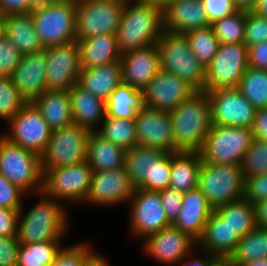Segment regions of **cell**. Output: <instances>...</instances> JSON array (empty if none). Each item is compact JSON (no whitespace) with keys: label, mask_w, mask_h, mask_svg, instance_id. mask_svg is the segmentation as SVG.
<instances>
[{"label":"cell","mask_w":267,"mask_h":266,"mask_svg":"<svg viewBox=\"0 0 267 266\" xmlns=\"http://www.w3.org/2000/svg\"><path fill=\"white\" fill-rule=\"evenodd\" d=\"M37 201L26 212L19 209L17 239L20 244L63 241L70 232V210L43 191L32 194ZM69 214V215H68Z\"/></svg>","instance_id":"obj_1"},{"label":"cell","mask_w":267,"mask_h":266,"mask_svg":"<svg viewBox=\"0 0 267 266\" xmlns=\"http://www.w3.org/2000/svg\"><path fill=\"white\" fill-rule=\"evenodd\" d=\"M163 32V9L142 0L126 1L115 34L121 54L156 44Z\"/></svg>","instance_id":"obj_2"},{"label":"cell","mask_w":267,"mask_h":266,"mask_svg":"<svg viewBox=\"0 0 267 266\" xmlns=\"http://www.w3.org/2000/svg\"><path fill=\"white\" fill-rule=\"evenodd\" d=\"M169 113L174 137L173 152H200L212 125L207 93L194 92Z\"/></svg>","instance_id":"obj_3"},{"label":"cell","mask_w":267,"mask_h":266,"mask_svg":"<svg viewBox=\"0 0 267 266\" xmlns=\"http://www.w3.org/2000/svg\"><path fill=\"white\" fill-rule=\"evenodd\" d=\"M156 46L161 70L177 75L196 91L204 90L206 67L195 57L184 34L164 31Z\"/></svg>","instance_id":"obj_4"},{"label":"cell","mask_w":267,"mask_h":266,"mask_svg":"<svg viewBox=\"0 0 267 266\" xmlns=\"http://www.w3.org/2000/svg\"><path fill=\"white\" fill-rule=\"evenodd\" d=\"M76 0L42 3L31 12L44 48L76 41Z\"/></svg>","instance_id":"obj_5"},{"label":"cell","mask_w":267,"mask_h":266,"mask_svg":"<svg viewBox=\"0 0 267 266\" xmlns=\"http://www.w3.org/2000/svg\"><path fill=\"white\" fill-rule=\"evenodd\" d=\"M0 174L26 194L42 191L41 156L24 149L0 134Z\"/></svg>","instance_id":"obj_6"},{"label":"cell","mask_w":267,"mask_h":266,"mask_svg":"<svg viewBox=\"0 0 267 266\" xmlns=\"http://www.w3.org/2000/svg\"><path fill=\"white\" fill-rule=\"evenodd\" d=\"M197 187L214 210L242 199L244 177L240 165L202 162Z\"/></svg>","instance_id":"obj_7"},{"label":"cell","mask_w":267,"mask_h":266,"mask_svg":"<svg viewBox=\"0 0 267 266\" xmlns=\"http://www.w3.org/2000/svg\"><path fill=\"white\" fill-rule=\"evenodd\" d=\"M253 140L251 128L211 125L200 150L202 162L240 165Z\"/></svg>","instance_id":"obj_8"},{"label":"cell","mask_w":267,"mask_h":266,"mask_svg":"<svg viewBox=\"0 0 267 266\" xmlns=\"http://www.w3.org/2000/svg\"><path fill=\"white\" fill-rule=\"evenodd\" d=\"M93 170L87 161L79 164L43 170L42 191L68 204H83L90 189Z\"/></svg>","instance_id":"obj_9"},{"label":"cell","mask_w":267,"mask_h":266,"mask_svg":"<svg viewBox=\"0 0 267 266\" xmlns=\"http://www.w3.org/2000/svg\"><path fill=\"white\" fill-rule=\"evenodd\" d=\"M76 41L116 34L127 0H76Z\"/></svg>","instance_id":"obj_10"},{"label":"cell","mask_w":267,"mask_h":266,"mask_svg":"<svg viewBox=\"0 0 267 266\" xmlns=\"http://www.w3.org/2000/svg\"><path fill=\"white\" fill-rule=\"evenodd\" d=\"M89 134L87 128L74 123L52 130L46 150L41 155L42 171L86 161Z\"/></svg>","instance_id":"obj_11"},{"label":"cell","mask_w":267,"mask_h":266,"mask_svg":"<svg viewBox=\"0 0 267 266\" xmlns=\"http://www.w3.org/2000/svg\"><path fill=\"white\" fill-rule=\"evenodd\" d=\"M248 68V47L244 43L220 44L206 67L204 90L237 88Z\"/></svg>","instance_id":"obj_12"},{"label":"cell","mask_w":267,"mask_h":266,"mask_svg":"<svg viewBox=\"0 0 267 266\" xmlns=\"http://www.w3.org/2000/svg\"><path fill=\"white\" fill-rule=\"evenodd\" d=\"M5 127L7 129L0 132L4 138L40 156L46 150L52 133V129L32 102H27Z\"/></svg>","instance_id":"obj_13"},{"label":"cell","mask_w":267,"mask_h":266,"mask_svg":"<svg viewBox=\"0 0 267 266\" xmlns=\"http://www.w3.org/2000/svg\"><path fill=\"white\" fill-rule=\"evenodd\" d=\"M128 206L130 238L142 240L145 236L172 225L162 206L159 191L135 188Z\"/></svg>","instance_id":"obj_14"},{"label":"cell","mask_w":267,"mask_h":266,"mask_svg":"<svg viewBox=\"0 0 267 266\" xmlns=\"http://www.w3.org/2000/svg\"><path fill=\"white\" fill-rule=\"evenodd\" d=\"M206 93L212 125L252 128L257 110L237 88H218Z\"/></svg>","instance_id":"obj_15"},{"label":"cell","mask_w":267,"mask_h":266,"mask_svg":"<svg viewBox=\"0 0 267 266\" xmlns=\"http://www.w3.org/2000/svg\"><path fill=\"white\" fill-rule=\"evenodd\" d=\"M141 244L145 256L165 266H178L197 247L195 239L173 225L145 236Z\"/></svg>","instance_id":"obj_16"},{"label":"cell","mask_w":267,"mask_h":266,"mask_svg":"<svg viewBox=\"0 0 267 266\" xmlns=\"http://www.w3.org/2000/svg\"><path fill=\"white\" fill-rule=\"evenodd\" d=\"M47 91L69 90L77 84L81 70L77 41L45 48Z\"/></svg>","instance_id":"obj_17"},{"label":"cell","mask_w":267,"mask_h":266,"mask_svg":"<svg viewBox=\"0 0 267 266\" xmlns=\"http://www.w3.org/2000/svg\"><path fill=\"white\" fill-rule=\"evenodd\" d=\"M135 187L125 167L108 171L93 172L85 204L112 207L128 204Z\"/></svg>","instance_id":"obj_18"},{"label":"cell","mask_w":267,"mask_h":266,"mask_svg":"<svg viewBox=\"0 0 267 266\" xmlns=\"http://www.w3.org/2000/svg\"><path fill=\"white\" fill-rule=\"evenodd\" d=\"M196 90L175 74L160 70L142 90L143 105L153 110L176 109Z\"/></svg>","instance_id":"obj_19"},{"label":"cell","mask_w":267,"mask_h":266,"mask_svg":"<svg viewBox=\"0 0 267 266\" xmlns=\"http://www.w3.org/2000/svg\"><path fill=\"white\" fill-rule=\"evenodd\" d=\"M137 145L173 153V130L169 111L142 107L134 119Z\"/></svg>","instance_id":"obj_20"},{"label":"cell","mask_w":267,"mask_h":266,"mask_svg":"<svg viewBox=\"0 0 267 266\" xmlns=\"http://www.w3.org/2000/svg\"><path fill=\"white\" fill-rule=\"evenodd\" d=\"M46 50L24 54L17 68L12 73L11 80L27 102H32L47 91Z\"/></svg>","instance_id":"obj_21"},{"label":"cell","mask_w":267,"mask_h":266,"mask_svg":"<svg viewBox=\"0 0 267 266\" xmlns=\"http://www.w3.org/2000/svg\"><path fill=\"white\" fill-rule=\"evenodd\" d=\"M122 80L143 90L161 70L156 44L121 54Z\"/></svg>","instance_id":"obj_22"},{"label":"cell","mask_w":267,"mask_h":266,"mask_svg":"<svg viewBox=\"0 0 267 266\" xmlns=\"http://www.w3.org/2000/svg\"><path fill=\"white\" fill-rule=\"evenodd\" d=\"M164 31L185 34L211 26L201 0H175L163 10Z\"/></svg>","instance_id":"obj_23"},{"label":"cell","mask_w":267,"mask_h":266,"mask_svg":"<svg viewBox=\"0 0 267 266\" xmlns=\"http://www.w3.org/2000/svg\"><path fill=\"white\" fill-rule=\"evenodd\" d=\"M213 210L205 195L196 187L183 193L181 210L172 225L198 241Z\"/></svg>","instance_id":"obj_24"},{"label":"cell","mask_w":267,"mask_h":266,"mask_svg":"<svg viewBox=\"0 0 267 266\" xmlns=\"http://www.w3.org/2000/svg\"><path fill=\"white\" fill-rule=\"evenodd\" d=\"M239 240L228 223L213 210L197 241V248L215 257L230 258Z\"/></svg>","instance_id":"obj_25"},{"label":"cell","mask_w":267,"mask_h":266,"mask_svg":"<svg viewBox=\"0 0 267 266\" xmlns=\"http://www.w3.org/2000/svg\"><path fill=\"white\" fill-rule=\"evenodd\" d=\"M73 123L95 132L106 116V101L75 84L69 89Z\"/></svg>","instance_id":"obj_26"},{"label":"cell","mask_w":267,"mask_h":266,"mask_svg":"<svg viewBox=\"0 0 267 266\" xmlns=\"http://www.w3.org/2000/svg\"><path fill=\"white\" fill-rule=\"evenodd\" d=\"M121 82L120 61L81 69L77 79L78 86L105 101Z\"/></svg>","instance_id":"obj_27"},{"label":"cell","mask_w":267,"mask_h":266,"mask_svg":"<svg viewBox=\"0 0 267 266\" xmlns=\"http://www.w3.org/2000/svg\"><path fill=\"white\" fill-rule=\"evenodd\" d=\"M164 154L162 150L142 145H136L125 151L124 167L135 188L152 191L153 165Z\"/></svg>","instance_id":"obj_28"},{"label":"cell","mask_w":267,"mask_h":266,"mask_svg":"<svg viewBox=\"0 0 267 266\" xmlns=\"http://www.w3.org/2000/svg\"><path fill=\"white\" fill-rule=\"evenodd\" d=\"M80 49L81 69L120 61L121 53L115 34H99L77 40Z\"/></svg>","instance_id":"obj_29"},{"label":"cell","mask_w":267,"mask_h":266,"mask_svg":"<svg viewBox=\"0 0 267 266\" xmlns=\"http://www.w3.org/2000/svg\"><path fill=\"white\" fill-rule=\"evenodd\" d=\"M32 103L52 130L73 124L69 90L45 91Z\"/></svg>","instance_id":"obj_30"},{"label":"cell","mask_w":267,"mask_h":266,"mask_svg":"<svg viewBox=\"0 0 267 266\" xmlns=\"http://www.w3.org/2000/svg\"><path fill=\"white\" fill-rule=\"evenodd\" d=\"M125 149L90 132L86 161L94 172L121 169L125 162Z\"/></svg>","instance_id":"obj_31"},{"label":"cell","mask_w":267,"mask_h":266,"mask_svg":"<svg viewBox=\"0 0 267 266\" xmlns=\"http://www.w3.org/2000/svg\"><path fill=\"white\" fill-rule=\"evenodd\" d=\"M5 37L13 42L22 55L45 49L34 28L31 13L6 15Z\"/></svg>","instance_id":"obj_32"},{"label":"cell","mask_w":267,"mask_h":266,"mask_svg":"<svg viewBox=\"0 0 267 266\" xmlns=\"http://www.w3.org/2000/svg\"><path fill=\"white\" fill-rule=\"evenodd\" d=\"M201 164L200 152L177 151L171 153L169 187L182 193L196 188Z\"/></svg>","instance_id":"obj_33"},{"label":"cell","mask_w":267,"mask_h":266,"mask_svg":"<svg viewBox=\"0 0 267 266\" xmlns=\"http://www.w3.org/2000/svg\"><path fill=\"white\" fill-rule=\"evenodd\" d=\"M143 106L142 90L121 82L106 100V115L116 119H135Z\"/></svg>","instance_id":"obj_34"},{"label":"cell","mask_w":267,"mask_h":266,"mask_svg":"<svg viewBox=\"0 0 267 266\" xmlns=\"http://www.w3.org/2000/svg\"><path fill=\"white\" fill-rule=\"evenodd\" d=\"M215 211L228 223L233 233L239 238L257 227L254 204L244 198L220 206Z\"/></svg>","instance_id":"obj_35"},{"label":"cell","mask_w":267,"mask_h":266,"mask_svg":"<svg viewBox=\"0 0 267 266\" xmlns=\"http://www.w3.org/2000/svg\"><path fill=\"white\" fill-rule=\"evenodd\" d=\"M95 132L125 150L137 145L134 119H116L106 115Z\"/></svg>","instance_id":"obj_36"},{"label":"cell","mask_w":267,"mask_h":266,"mask_svg":"<svg viewBox=\"0 0 267 266\" xmlns=\"http://www.w3.org/2000/svg\"><path fill=\"white\" fill-rule=\"evenodd\" d=\"M64 241H45L20 244L17 266H52Z\"/></svg>","instance_id":"obj_37"},{"label":"cell","mask_w":267,"mask_h":266,"mask_svg":"<svg viewBox=\"0 0 267 266\" xmlns=\"http://www.w3.org/2000/svg\"><path fill=\"white\" fill-rule=\"evenodd\" d=\"M237 89L256 110L267 108V70L248 66Z\"/></svg>","instance_id":"obj_38"},{"label":"cell","mask_w":267,"mask_h":266,"mask_svg":"<svg viewBox=\"0 0 267 266\" xmlns=\"http://www.w3.org/2000/svg\"><path fill=\"white\" fill-rule=\"evenodd\" d=\"M264 257H267V228L257 226L240 238L230 259L239 266L247 260Z\"/></svg>","instance_id":"obj_39"},{"label":"cell","mask_w":267,"mask_h":266,"mask_svg":"<svg viewBox=\"0 0 267 266\" xmlns=\"http://www.w3.org/2000/svg\"><path fill=\"white\" fill-rule=\"evenodd\" d=\"M246 10L239 9L234 14L211 23V27L220 44L244 42Z\"/></svg>","instance_id":"obj_40"},{"label":"cell","mask_w":267,"mask_h":266,"mask_svg":"<svg viewBox=\"0 0 267 266\" xmlns=\"http://www.w3.org/2000/svg\"><path fill=\"white\" fill-rule=\"evenodd\" d=\"M195 57L205 67L211 62L218 51L220 42L211 26L192 30L184 34Z\"/></svg>","instance_id":"obj_41"},{"label":"cell","mask_w":267,"mask_h":266,"mask_svg":"<svg viewBox=\"0 0 267 266\" xmlns=\"http://www.w3.org/2000/svg\"><path fill=\"white\" fill-rule=\"evenodd\" d=\"M27 103L14 86L11 77L0 75V119L6 123Z\"/></svg>","instance_id":"obj_42"},{"label":"cell","mask_w":267,"mask_h":266,"mask_svg":"<svg viewBox=\"0 0 267 266\" xmlns=\"http://www.w3.org/2000/svg\"><path fill=\"white\" fill-rule=\"evenodd\" d=\"M240 168L244 178L267 174V143L254 139L242 157Z\"/></svg>","instance_id":"obj_43"},{"label":"cell","mask_w":267,"mask_h":266,"mask_svg":"<svg viewBox=\"0 0 267 266\" xmlns=\"http://www.w3.org/2000/svg\"><path fill=\"white\" fill-rule=\"evenodd\" d=\"M79 241L63 246L57 253L52 266H83L84 261L95 251L88 242Z\"/></svg>","instance_id":"obj_44"},{"label":"cell","mask_w":267,"mask_h":266,"mask_svg":"<svg viewBox=\"0 0 267 266\" xmlns=\"http://www.w3.org/2000/svg\"><path fill=\"white\" fill-rule=\"evenodd\" d=\"M267 41V17L246 10L244 44L249 47Z\"/></svg>","instance_id":"obj_45"},{"label":"cell","mask_w":267,"mask_h":266,"mask_svg":"<svg viewBox=\"0 0 267 266\" xmlns=\"http://www.w3.org/2000/svg\"><path fill=\"white\" fill-rule=\"evenodd\" d=\"M26 195L31 196L0 174V208L19 210Z\"/></svg>","instance_id":"obj_46"},{"label":"cell","mask_w":267,"mask_h":266,"mask_svg":"<svg viewBox=\"0 0 267 266\" xmlns=\"http://www.w3.org/2000/svg\"><path fill=\"white\" fill-rule=\"evenodd\" d=\"M22 54L7 37L0 39V75L11 76Z\"/></svg>","instance_id":"obj_47"},{"label":"cell","mask_w":267,"mask_h":266,"mask_svg":"<svg viewBox=\"0 0 267 266\" xmlns=\"http://www.w3.org/2000/svg\"><path fill=\"white\" fill-rule=\"evenodd\" d=\"M171 177V153H165L153 165L152 191H161L169 187Z\"/></svg>","instance_id":"obj_48"},{"label":"cell","mask_w":267,"mask_h":266,"mask_svg":"<svg viewBox=\"0 0 267 266\" xmlns=\"http://www.w3.org/2000/svg\"><path fill=\"white\" fill-rule=\"evenodd\" d=\"M243 198L251 204L267 198V174L244 178Z\"/></svg>","instance_id":"obj_49"},{"label":"cell","mask_w":267,"mask_h":266,"mask_svg":"<svg viewBox=\"0 0 267 266\" xmlns=\"http://www.w3.org/2000/svg\"><path fill=\"white\" fill-rule=\"evenodd\" d=\"M207 15V18L211 23L219 19L225 18L231 14H234L239 8L234 3V0H201Z\"/></svg>","instance_id":"obj_50"},{"label":"cell","mask_w":267,"mask_h":266,"mask_svg":"<svg viewBox=\"0 0 267 266\" xmlns=\"http://www.w3.org/2000/svg\"><path fill=\"white\" fill-rule=\"evenodd\" d=\"M159 193L166 216L173 223L181 210L183 193L171 187H167Z\"/></svg>","instance_id":"obj_51"},{"label":"cell","mask_w":267,"mask_h":266,"mask_svg":"<svg viewBox=\"0 0 267 266\" xmlns=\"http://www.w3.org/2000/svg\"><path fill=\"white\" fill-rule=\"evenodd\" d=\"M19 247L17 237L0 236V266H17Z\"/></svg>","instance_id":"obj_52"},{"label":"cell","mask_w":267,"mask_h":266,"mask_svg":"<svg viewBox=\"0 0 267 266\" xmlns=\"http://www.w3.org/2000/svg\"><path fill=\"white\" fill-rule=\"evenodd\" d=\"M19 210L0 208V236L16 237L18 228Z\"/></svg>","instance_id":"obj_53"},{"label":"cell","mask_w":267,"mask_h":266,"mask_svg":"<svg viewBox=\"0 0 267 266\" xmlns=\"http://www.w3.org/2000/svg\"><path fill=\"white\" fill-rule=\"evenodd\" d=\"M248 66L267 70V41L248 47Z\"/></svg>","instance_id":"obj_54"},{"label":"cell","mask_w":267,"mask_h":266,"mask_svg":"<svg viewBox=\"0 0 267 266\" xmlns=\"http://www.w3.org/2000/svg\"><path fill=\"white\" fill-rule=\"evenodd\" d=\"M35 6L34 0H0V12L5 15L31 13Z\"/></svg>","instance_id":"obj_55"},{"label":"cell","mask_w":267,"mask_h":266,"mask_svg":"<svg viewBox=\"0 0 267 266\" xmlns=\"http://www.w3.org/2000/svg\"><path fill=\"white\" fill-rule=\"evenodd\" d=\"M196 251V252H195ZM195 252V254H194ZM216 257L196 247L178 266H209Z\"/></svg>","instance_id":"obj_56"},{"label":"cell","mask_w":267,"mask_h":266,"mask_svg":"<svg viewBox=\"0 0 267 266\" xmlns=\"http://www.w3.org/2000/svg\"><path fill=\"white\" fill-rule=\"evenodd\" d=\"M254 139L267 143V108L258 109L251 128Z\"/></svg>","instance_id":"obj_57"},{"label":"cell","mask_w":267,"mask_h":266,"mask_svg":"<svg viewBox=\"0 0 267 266\" xmlns=\"http://www.w3.org/2000/svg\"><path fill=\"white\" fill-rule=\"evenodd\" d=\"M258 227L267 228V198L254 204Z\"/></svg>","instance_id":"obj_58"},{"label":"cell","mask_w":267,"mask_h":266,"mask_svg":"<svg viewBox=\"0 0 267 266\" xmlns=\"http://www.w3.org/2000/svg\"><path fill=\"white\" fill-rule=\"evenodd\" d=\"M104 255L94 251L85 261L83 266H110Z\"/></svg>","instance_id":"obj_59"},{"label":"cell","mask_w":267,"mask_h":266,"mask_svg":"<svg viewBox=\"0 0 267 266\" xmlns=\"http://www.w3.org/2000/svg\"><path fill=\"white\" fill-rule=\"evenodd\" d=\"M251 10L258 15L267 17V0H256Z\"/></svg>","instance_id":"obj_60"},{"label":"cell","mask_w":267,"mask_h":266,"mask_svg":"<svg viewBox=\"0 0 267 266\" xmlns=\"http://www.w3.org/2000/svg\"><path fill=\"white\" fill-rule=\"evenodd\" d=\"M239 266H267V257L250 259L242 262Z\"/></svg>","instance_id":"obj_61"},{"label":"cell","mask_w":267,"mask_h":266,"mask_svg":"<svg viewBox=\"0 0 267 266\" xmlns=\"http://www.w3.org/2000/svg\"><path fill=\"white\" fill-rule=\"evenodd\" d=\"M255 2L256 0H234L236 6L242 10H251Z\"/></svg>","instance_id":"obj_62"},{"label":"cell","mask_w":267,"mask_h":266,"mask_svg":"<svg viewBox=\"0 0 267 266\" xmlns=\"http://www.w3.org/2000/svg\"><path fill=\"white\" fill-rule=\"evenodd\" d=\"M209 266H236L230 258L216 257Z\"/></svg>","instance_id":"obj_63"},{"label":"cell","mask_w":267,"mask_h":266,"mask_svg":"<svg viewBox=\"0 0 267 266\" xmlns=\"http://www.w3.org/2000/svg\"><path fill=\"white\" fill-rule=\"evenodd\" d=\"M145 1L147 3H151L154 6H157L161 9H165L171 2L175 1V0H142Z\"/></svg>","instance_id":"obj_64"},{"label":"cell","mask_w":267,"mask_h":266,"mask_svg":"<svg viewBox=\"0 0 267 266\" xmlns=\"http://www.w3.org/2000/svg\"><path fill=\"white\" fill-rule=\"evenodd\" d=\"M6 15L0 12V39L5 37Z\"/></svg>","instance_id":"obj_65"},{"label":"cell","mask_w":267,"mask_h":266,"mask_svg":"<svg viewBox=\"0 0 267 266\" xmlns=\"http://www.w3.org/2000/svg\"><path fill=\"white\" fill-rule=\"evenodd\" d=\"M36 5L42 4V3H52V2H61V1H67V0H34Z\"/></svg>","instance_id":"obj_66"}]
</instances>
